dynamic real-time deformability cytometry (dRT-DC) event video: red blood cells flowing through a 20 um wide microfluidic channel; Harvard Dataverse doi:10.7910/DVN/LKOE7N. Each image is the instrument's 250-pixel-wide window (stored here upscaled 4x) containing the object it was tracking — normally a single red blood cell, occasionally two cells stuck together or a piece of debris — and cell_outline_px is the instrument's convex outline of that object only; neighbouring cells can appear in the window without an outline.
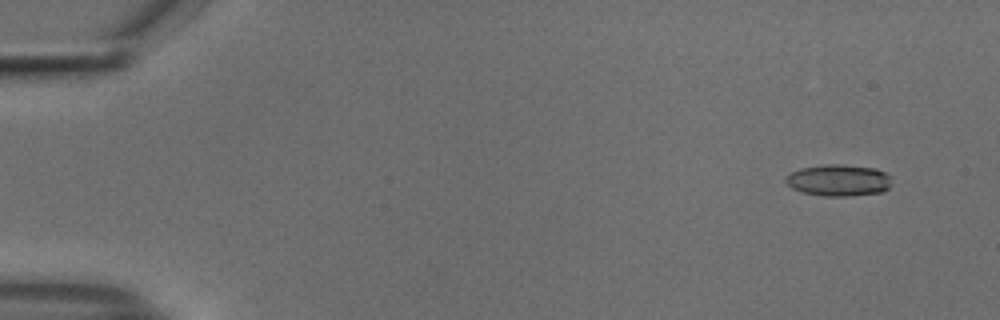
{"species": "common noctule bat (a hibernating species)", "species_latin": "Nyctalus noctula", "temperature_condition": "cold", "stored_images_in_passage": 55, "camera_frame_rate_fps": 3000, "um_per_image_px": 0.085, "animal": {"sex": "male", "body_mass_g": 18.8}, "frame": {"image": 1, "passage_image": 5, "time_ms": 1.333, "image_size_px": [1000, 320], "cell_outline_px": [[892, 184], [884, 192], [852, 196], [824, 196], [804, 192], [792, 188], [784, 180], [784, 176], [800, 168], [824, 164], [840, 164], [876, 168], [892, 176]], "centroid_in_image_um": [71.32, 15.32], "position_along_channel_um": 13.7, "area_um2": 19.83}}
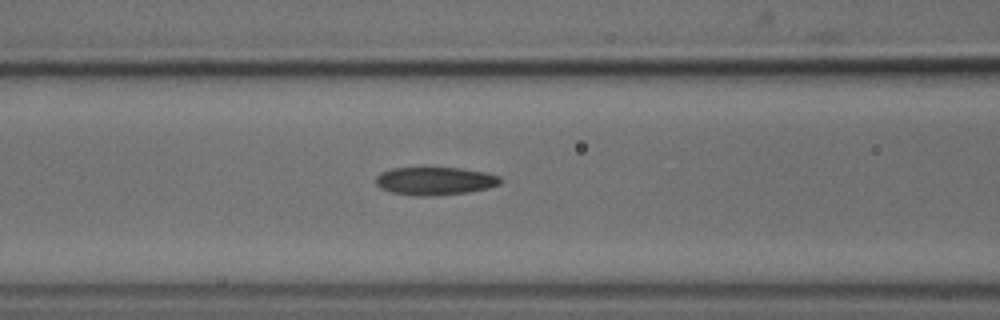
{"frame": {"image": 2, "passage_image": 24, "time_ms": 7.667, "image_size_px": [1000, 320], "cell_outline_px": [[500, 184], [488, 188], [468, 192], [432, 196], [416, 196], [392, 192], [380, 188], [376, 184], [376, 176], [380, 172], [392, 168], [424, 164], [460, 168], [484, 172], [500, 176]], "centroid_in_image_um": [36.91, 15.33], "position_along_channel_um": 129.7, "area_um2": 21.27}}
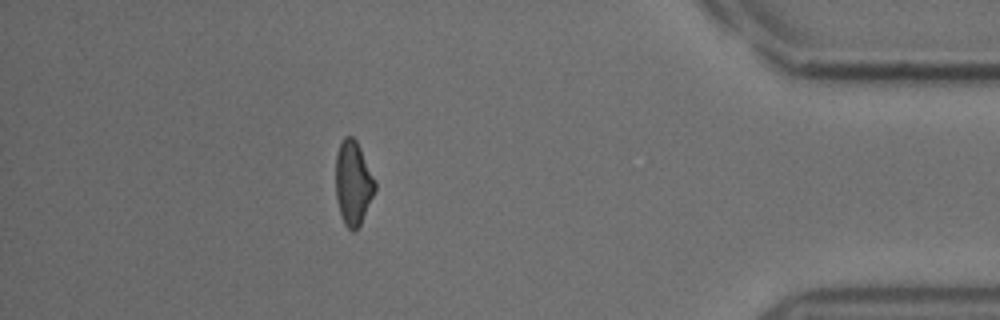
{"frame": {"image": 3, "passage_image": 49, "time_ms": 16.0, "image_size_px": [1000, 320], "cell_outline_px": [[376, 188], [360, 224], [356, 232], [352, 232], [344, 224], [340, 212], [336, 196], [336, 156], [340, 144], [344, 136], [352, 136], [356, 140], [376, 180]], "centroid_in_image_um": [30.02, 15.56], "position_along_channel_um": 405.2, "area_um2": 19.13}, "authors_computed_cell_mechanics": {"area_um2": 19.941, "velocity_mm_per_s": 3.7867, "shape_relaxation_time_tau1_ms": 8.1474, "shape_relaxation_time_tau2_ms": 5.4464, "deformation_change_tau1": 0.1735, "deformation_change_tau2": 0.1447}}